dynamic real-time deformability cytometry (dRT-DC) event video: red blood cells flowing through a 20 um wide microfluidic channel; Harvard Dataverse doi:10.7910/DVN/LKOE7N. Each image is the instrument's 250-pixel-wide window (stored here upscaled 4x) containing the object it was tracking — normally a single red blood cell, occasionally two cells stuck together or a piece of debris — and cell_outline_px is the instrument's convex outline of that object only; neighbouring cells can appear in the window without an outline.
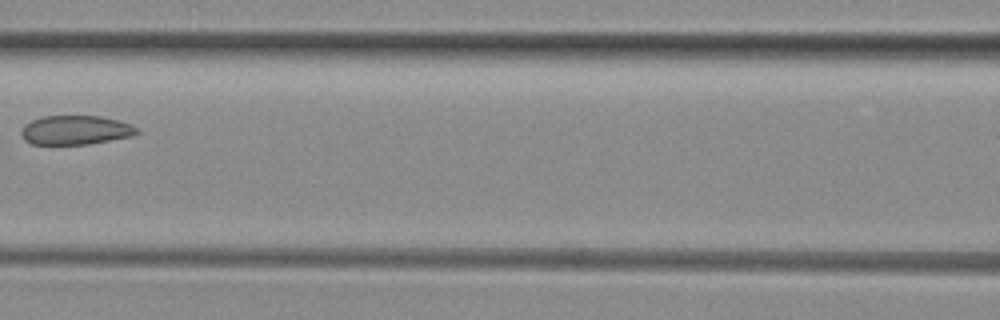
{"species": "common noctule bat (a hibernating species)", "species_latin": "Nyctalus noctula", "temperature_condition": "room temperature", "stored_images_in_passage": 5, "segment_of_instrument_passage": [1, 2], "camera_frame_rate_fps": 3000, "um_per_image_px": 0.085, "animal": {"sex": "female", "body_mass_g": 29.2, "forearm_length_mm": 56.3}, "frame": {"image": 1, "passage_image": 4, "time_ms": 3.667, "image_size_px": [1000, 320], "cell_outline_px": [[140, 132], [132, 136], [88, 144], [32, 144], [24, 140], [20, 132], [24, 124], [32, 120], [44, 116], [100, 116], [120, 120], [140, 128]], "centroid_in_image_um": [6.44, 11.05], "position_along_channel_um": 160.2, "area_um2": 19.77}}